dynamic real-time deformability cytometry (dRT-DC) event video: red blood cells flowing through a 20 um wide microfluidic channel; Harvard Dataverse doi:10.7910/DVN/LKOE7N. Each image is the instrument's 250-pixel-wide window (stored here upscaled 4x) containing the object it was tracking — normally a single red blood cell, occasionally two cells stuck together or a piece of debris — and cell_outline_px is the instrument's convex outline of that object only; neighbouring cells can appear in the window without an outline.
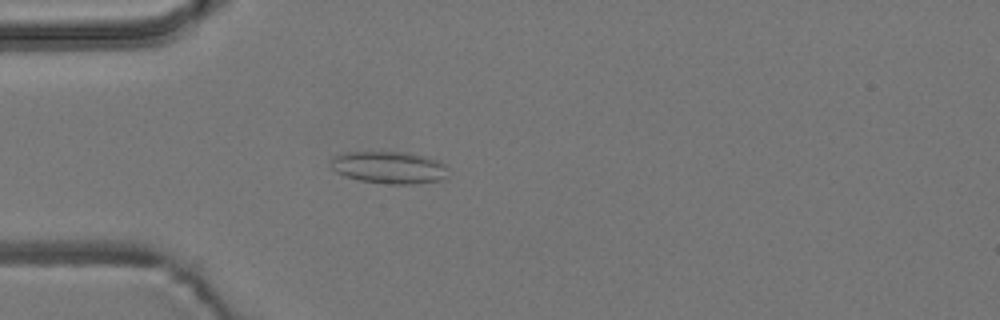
{"species": "common noctule bat (a hibernating species)", "species_latin": "Nyctalus noctula", "temperature_condition": "room temperature", "stored_images_in_passage": 4, "camera_frame_rate_fps": 3000, "um_per_image_px": 0.085, "animal": {"sex": "male", "body_mass_g": 19.2, "forearm_length_mm": 51.8}, "frame": {"image": 1, "passage_image": 4, "time_ms": 4.667, "image_size_px": [1000, 320], "cell_outline_px": [[448, 176], [440, 180], [416, 184], [392, 184], [360, 180], [344, 176], [336, 172], [332, 168], [332, 160], [336, 156], [344, 152], [408, 152], [440, 160], [448, 168]], "centroid_in_image_um": [33.13, 14.23], "position_along_channel_um": 51.9, "area_um2": 22.08}}